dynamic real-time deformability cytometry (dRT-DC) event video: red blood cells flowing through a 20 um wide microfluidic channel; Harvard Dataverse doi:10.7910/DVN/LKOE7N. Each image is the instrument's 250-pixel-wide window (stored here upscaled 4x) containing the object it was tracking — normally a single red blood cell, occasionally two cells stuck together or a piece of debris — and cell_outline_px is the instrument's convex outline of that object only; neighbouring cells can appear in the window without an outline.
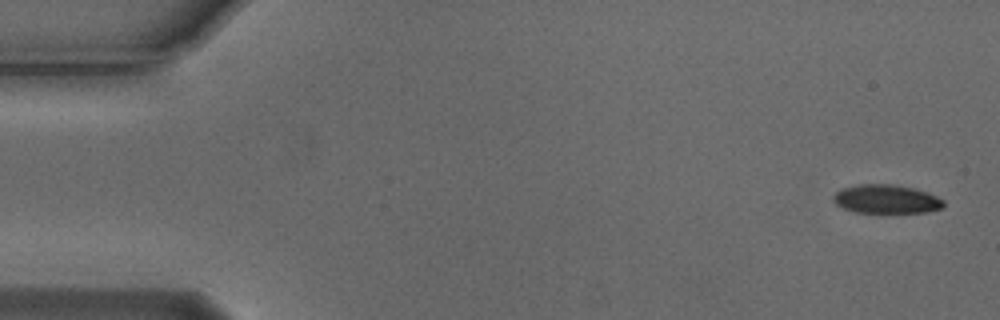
{"species": "Egyptian fruit bat (a non-hibernating species)", "species_latin": "Rousettus aegyptiacus", "temperature_condition": "cold", "stored_images_in_passage": 5, "camera_frame_rate_fps": 3000, "um_per_image_px": 0.085, "animal": {"sex": "male"}, "frame": {"image": 1, "passage_image": 1, "time_ms": 0.0, "image_size_px": [1000, 320], "cell_outline_px": [[944, 204], [940, 208], [928, 212], [856, 212], [844, 208], [836, 204], [832, 200], [832, 196], [840, 188], [860, 184], [892, 184], [912, 188], [936, 196], [944, 200]], "centroid_in_image_um": [75.28, 16.91], "position_along_channel_um": 9.7, "area_um2": 18.26}}
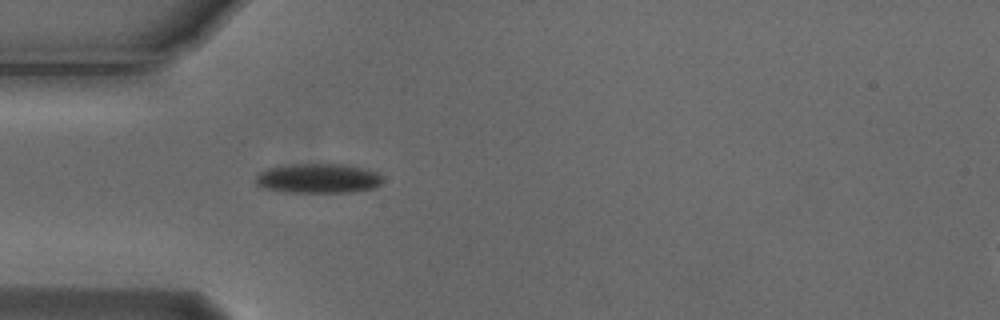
{"frame": {"image": 2, "passage_image": 5, "time_ms": 1.333, "image_size_px": [1000, 320], "cell_outline_px": [[384, 180], [376, 188], [352, 192], [280, 192], [260, 188], [256, 184], [256, 176], [260, 172], [268, 168], [292, 164], [344, 164], [376, 172]], "centroid_in_image_um": [27.01, 15.18], "position_along_channel_um": 58.0, "area_um2": 22.02}}